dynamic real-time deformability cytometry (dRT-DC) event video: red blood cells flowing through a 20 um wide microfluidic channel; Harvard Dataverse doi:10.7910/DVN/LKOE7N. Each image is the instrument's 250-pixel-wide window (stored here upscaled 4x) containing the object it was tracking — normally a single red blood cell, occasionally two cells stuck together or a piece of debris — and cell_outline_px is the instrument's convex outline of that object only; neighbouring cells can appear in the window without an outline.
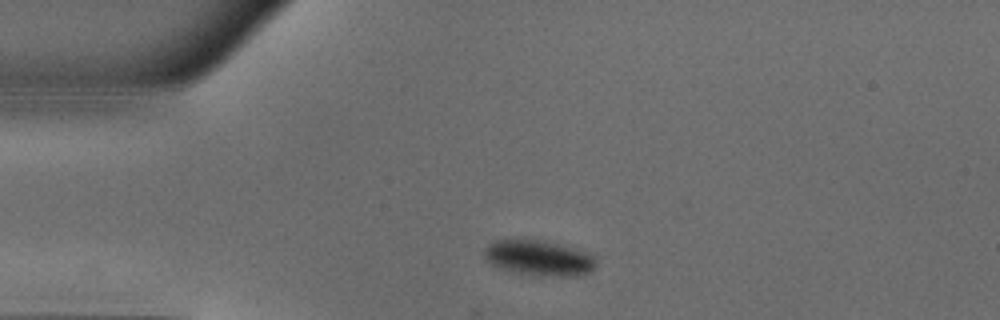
{"species": "common noctule bat (a hibernating species)", "species_latin": "Nyctalus noctula", "temperature_condition": "warm", "stored_images_in_passage": 40, "camera_frame_rate_fps": 3000, "um_per_image_px": 0.085, "animal": {"sex": "male", "body_mass_g": 18.8}, "frame": {"image": 1, "passage_image": 1, "time_ms": 0.0, "image_size_px": [1000, 320], "cell_outline_px": [[596, 268], [580, 276], [544, 276], [512, 272], [496, 268], [484, 260], [484, 248], [488, 244], [496, 240], [536, 240], [556, 244], [572, 248], [584, 252], [592, 256], [596, 260]], "centroid_in_image_um": [45.74, 21.96], "position_along_channel_um": 39.3, "area_um2": 23.0}}
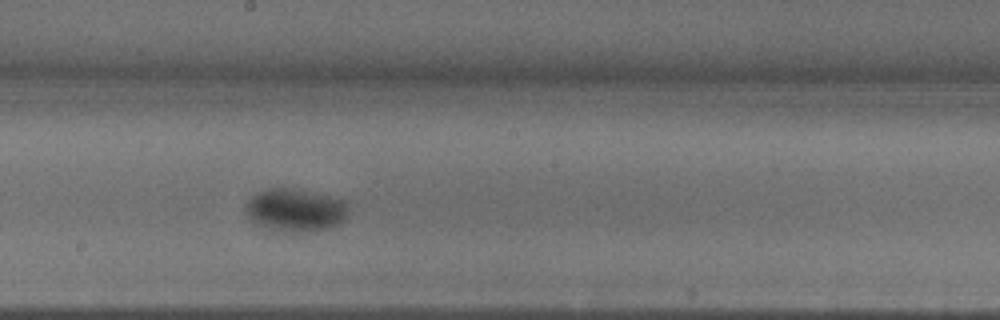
{"frame": {"image": 2, "passage_image": 17, "time_ms": 5.333, "image_size_px": [1000, 320], "cell_outline_px": [[348, 212], [344, 220], [340, 224], [328, 228], [308, 232], [284, 232], [268, 228], [256, 224], [248, 216], [244, 208], [244, 204], [256, 192], [268, 188], [292, 188], [328, 196], [344, 200], [348, 204]], "centroid_in_image_um": [25.09, 17.86], "position_along_channel_um": 223.1, "area_um2": 25.84}}
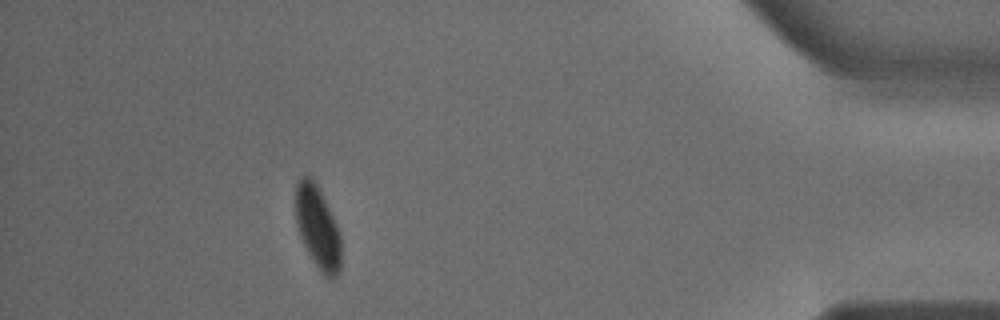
{"frame": {"image": 3, "passage_image": 35, "time_ms": 11.333, "image_size_px": [1000, 320], "cell_outline_px": [[340, 268], [336, 276], [332, 280], [324, 276], [308, 252], [300, 236], [296, 224], [296, 184], [308, 172], [312, 176], [340, 232]], "centroid_in_image_um": [26.99, 19.33], "position_along_channel_um": 408.2, "area_um2": 21.5}, "authors_computed_cell_mechanics": {"area_um2": 24.5072, "velocity_mm_per_s": 3.9675, "shape_relaxation_time_tau1_ms": 8.3864, "shape_relaxation_time_tau2_ms": null, "deformation_change_tau1": 0.1924, "deformation_change_tau2": null}}